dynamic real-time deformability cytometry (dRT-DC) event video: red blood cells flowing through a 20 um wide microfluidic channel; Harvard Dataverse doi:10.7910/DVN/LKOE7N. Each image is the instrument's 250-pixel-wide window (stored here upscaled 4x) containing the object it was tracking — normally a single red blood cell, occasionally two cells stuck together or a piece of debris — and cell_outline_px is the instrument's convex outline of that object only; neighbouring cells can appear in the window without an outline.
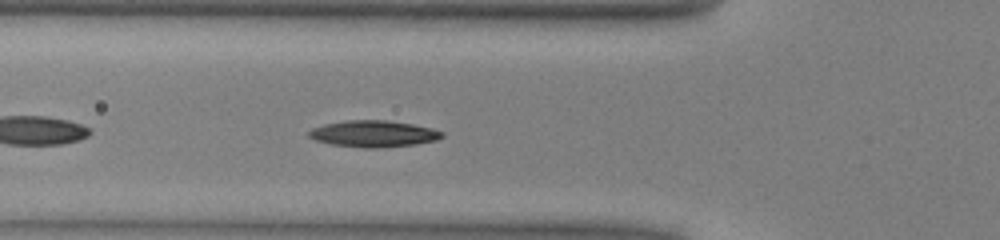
{"species": "common noctule bat (a hibernating species)", "species_latin": "Nyctalus noctula", "temperature_condition": "warm", "stored_images_in_passage": 39, "camera_frame_rate_fps": 3000, "um_per_image_px": 0.085, "animal": {"sex": "male", "body_mass_g": 13.0, "forearm_length_mm": 53.1}, "frame": {"image": 1, "passage_image": 6, "time_ms": 1.667, "image_size_px": [1000, 240], "cell_outline_px": [[444, 136], [436, 140], [416, 144], [380, 148], [364, 148], [332, 144], [316, 140], [308, 136], [308, 132], [312, 128], [324, 124], [348, 120], [384, 120], [412, 124], [432, 128], [444, 132]], "centroid_in_image_um": [31.76, 11.37], "position_along_channel_um": 94.0, "area_um2": 20.52}, "authors_computed_cell_mechanics": {"area_um2": 19.5364, "velocity_mm_per_s": 4.0525, "shape_relaxation_time_tau1_ms": 5.9387, "shape_relaxation_time_tau2_ms": 6.9081, "deformation_change_tau1": 0.1586, "deformation_change_tau2": 0.1412}}